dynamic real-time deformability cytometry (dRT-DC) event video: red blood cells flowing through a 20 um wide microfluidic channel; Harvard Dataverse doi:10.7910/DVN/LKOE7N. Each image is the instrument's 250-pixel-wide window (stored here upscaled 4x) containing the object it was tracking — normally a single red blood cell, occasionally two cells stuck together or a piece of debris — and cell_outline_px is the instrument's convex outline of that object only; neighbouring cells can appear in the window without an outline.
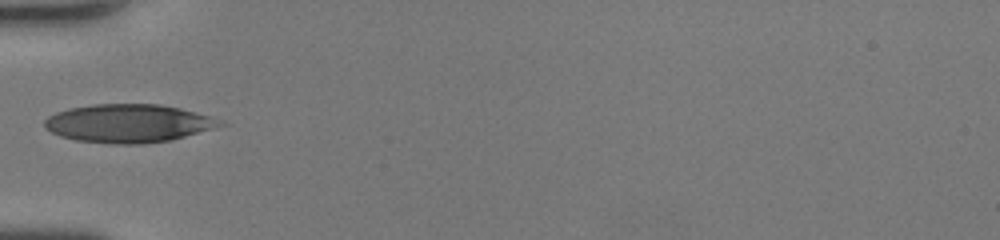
{"species": "human", "species_latin": "Homo sapiens", "temperature_condition": "room temperature", "stored_images_in_passage": 31, "camera_frame_rate_fps": 3000, "um_per_image_px": 0.085, "donor": {"sex": "female"}, "frame": {"image": 1, "passage_image": 1, "time_ms": 0.0, "image_size_px": [1000, 240], "cell_outline_px": [[228, 124], [172, 140], [140, 144], [112, 144], [76, 140], [60, 136], [44, 128], [44, 120], [48, 116], [56, 112], [68, 108], [92, 104], [160, 104], [180, 108], [224, 120]], "centroid_in_image_um": [10.92, 10.48], "position_along_channel_um": 74.1, "area_um2": 39.42}}
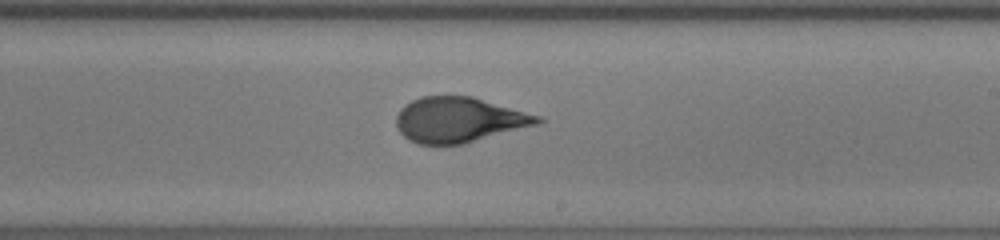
{"frame": {"image": 2, "passage_image": 13, "time_ms": 4.0, "image_size_px": [1000, 240], "cell_outline_px": [[544, 120], [540, 124], [464, 144], [416, 144], [408, 140], [396, 128], [396, 116], [400, 108], [404, 104], [420, 96], [472, 96], [540, 116]], "centroid_in_image_um": [38.99, 10.19], "position_along_channel_um": 250.0, "area_um2": 37.45}}
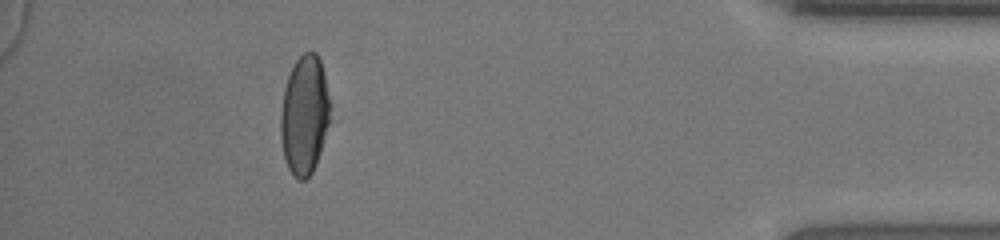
{"frame": {"image": 3, "passage_image": 27, "time_ms": 8.667, "image_size_px": [1000, 240], "cell_outline_px": [[328, 124], [316, 164], [312, 172], [304, 180], [300, 180], [288, 168], [284, 156], [280, 136], [280, 116], [284, 88], [288, 76], [296, 60], [304, 52], [316, 52], [320, 60], [324, 72], [328, 96]], "centroid_in_image_um": [25.85, 9.76], "position_along_channel_um": 409.3, "area_um2": 33.76}, "authors_computed_cell_mechanics": {"area_um2": 37.4544, "velocity_mm_per_s": 4.4211, "shape_relaxation_time_tau1_ms": 4.6652, "shape_relaxation_time_tau2_ms": null, "deformation_change_tau1": 0.1939, "deformation_change_tau2": null}}